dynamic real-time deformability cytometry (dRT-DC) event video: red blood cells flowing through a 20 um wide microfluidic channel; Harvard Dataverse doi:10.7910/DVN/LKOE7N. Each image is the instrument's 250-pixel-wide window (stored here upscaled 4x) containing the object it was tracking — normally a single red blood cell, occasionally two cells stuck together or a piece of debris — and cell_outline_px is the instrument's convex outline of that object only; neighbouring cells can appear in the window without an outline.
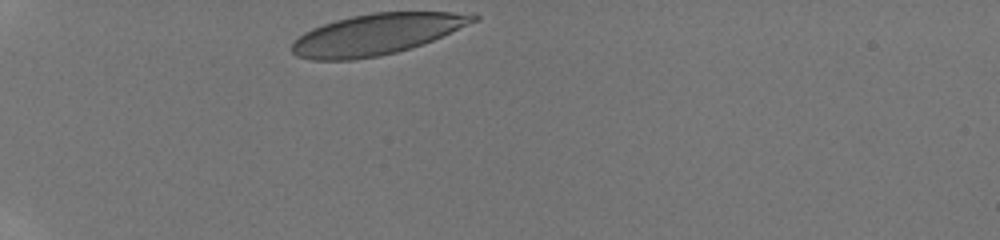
{"species": "human", "species_latin": "Homo sapiens", "temperature_condition": "room temperature", "stored_images_in_passage": 7, "camera_frame_rate_fps": 3000, "um_per_image_px": 0.085, "donor": {"sex": "male"}, "frame": {"image": 1, "passage_image": 1, "time_ms": 0.0, "image_size_px": [1000, 240], "cell_outline_px": [[480, 20], [432, 40], [396, 52], [380, 56], [352, 60], [312, 60], [296, 56], [292, 52], [292, 44], [304, 32], [312, 28], [336, 20], [352, 16], [372, 12], [476, 12], [480, 16]], "centroid_in_image_um": [32.06, 2.9], "position_along_channel_um": 52.9, "area_um2": 43.23}}